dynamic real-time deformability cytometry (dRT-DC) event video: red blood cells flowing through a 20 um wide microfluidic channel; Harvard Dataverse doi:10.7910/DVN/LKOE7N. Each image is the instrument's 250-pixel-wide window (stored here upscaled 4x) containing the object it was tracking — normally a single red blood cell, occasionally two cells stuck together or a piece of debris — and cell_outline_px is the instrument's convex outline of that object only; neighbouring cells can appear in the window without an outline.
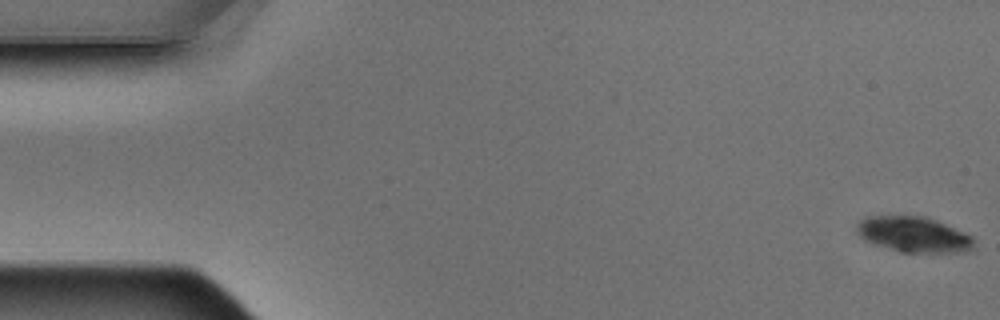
{"species": "Egyptian fruit bat (a non-hibernating species)", "species_latin": "Rousettus aegyptiacus", "temperature_condition": "warm", "stored_images_in_passage": 5, "camera_frame_rate_fps": 3000, "um_per_image_px": 0.085, "animal": {"sex": "male"}, "frame": {"image": 1, "passage_image": 1, "time_ms": 0.0, "image_size_px": [1000, 320], "cell_outline_px": [[972, 248], [964, 252], [900, 252], [872, 244], [864, 240], [856, 232], [856, 228], [860, 220], [868, 216], [924, 216], [936, 220], [964, 232], [972, 236]], "centroid_in_image_um": [77.61, 19.93], "position_along_channel_um": 7.4, "area_um2": 24.16}}
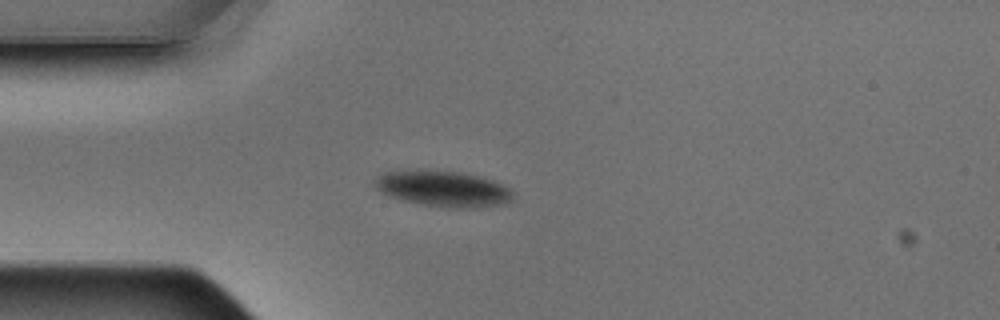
{"frame": {"image": 2, "passage_image": 5, "time_ms": 1.333, "image_size_px": [1000, 320], "cell_outline_px": [[516, 192], [512, 200], [508, 204], [472, 208], [452, 208], [420, 204], [400, 200], [380, 192], [372, 184], [376, 176], [384, 172], [460, 172], [480, 176], [492, 180]], "centroid_in_image_um": [37.71, 16.08], "position_along_channel_um": 47.3, "area_um2": 28.61}}